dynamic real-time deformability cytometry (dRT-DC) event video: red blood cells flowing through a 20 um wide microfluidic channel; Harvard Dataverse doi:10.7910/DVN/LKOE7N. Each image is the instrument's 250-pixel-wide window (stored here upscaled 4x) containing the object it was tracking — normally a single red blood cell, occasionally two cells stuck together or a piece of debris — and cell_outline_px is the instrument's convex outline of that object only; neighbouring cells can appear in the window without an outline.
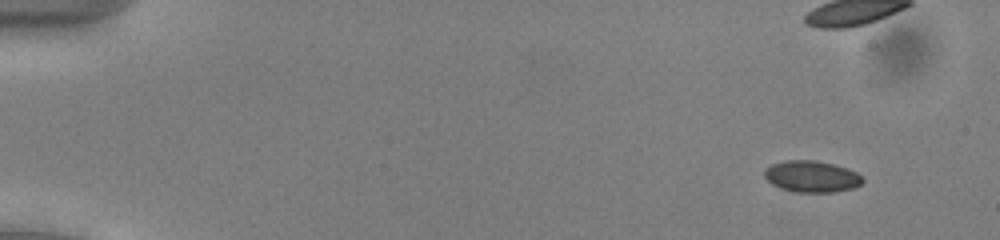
{"species": "common noctule bat (a hibernating species)", "species_latin": "Nyctalus noctula", "temperature_condition": "cold", "stored_images_in_passage": 40, "camera_frame_rate_fps": 3000, "um_per_image_px": 0.085, "animal": {"sex": "male", "body_mass_g": 13.0, "forearm_length_mm": 53.1}, "frame": {"image": 1, "passage_image": 1, "time_ms": 0.0, "image_size_px": [1000, 240], "cell_outline_px": [[864, 180], [860, 184], [852, 188], [832, 192], [796, 192], [780, 188], [772, 184], [764, 176], [764, 172], [772, 164], [784, 160], [816, 160], [848, 168], [856, 172]], "centroid_in_image_um": [68.98, 14.99], "position_along_channel_um": 16.0, "area_um2": 17.86}}
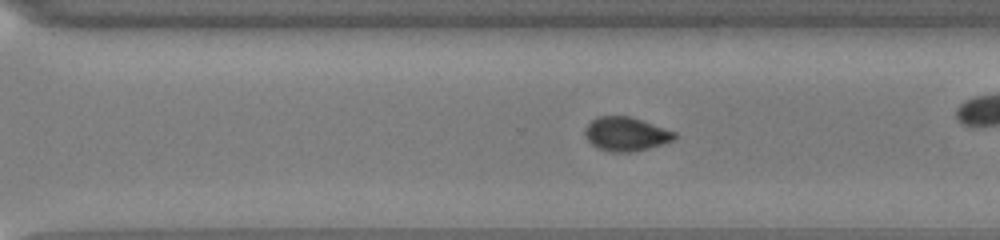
{"frame": {"image": 2, "passage_image": 34, "time_ms": 11.0, "image_size_px": [1000, 240], "cell_outline_px": [[676, 136], [672, 140], [648, 148], [628, 152], [612, 152], [596, 148], [588, 140], [584, 132], [588, 124], [596, 116], [632, 116], [676, 132]], "centroid_in_image_um": [53.18, 11.38], "position_along_channel_um": 317.4, "area_um2": 17.57}}